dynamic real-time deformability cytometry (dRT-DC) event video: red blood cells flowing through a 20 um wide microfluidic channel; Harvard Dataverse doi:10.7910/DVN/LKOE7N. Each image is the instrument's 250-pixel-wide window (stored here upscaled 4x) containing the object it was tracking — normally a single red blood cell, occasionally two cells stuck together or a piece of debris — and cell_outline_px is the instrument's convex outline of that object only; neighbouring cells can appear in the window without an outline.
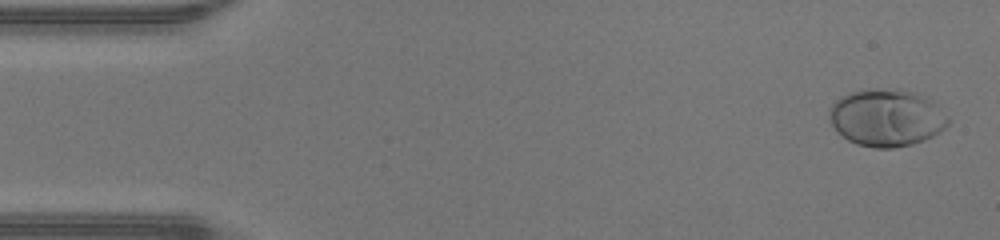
{"species": "human", "species_latin": "Homo sapiens", "temperature_condition": "warm", "stored_images_in_passage": 46, "camera_frame_rate_fps": 3000, "um_per_image_px": 0.085, "donor": {"sex": "male"}, "frame": {"image": 1, "passage_image": 2, "time_ms": 0.333, "image_size_px": [1000, 240], "cell_outline_px": [[952, 120], [940, 132], [924, 140], [912, 144], [892, 148], [876, 148], [856, 144], [848, 140], [832, 124], [828, 112], [828, 108], [840, 96], [848, 92], [868, 88], [900, 88], [916, 92], [928, 96]], "centroid_in_image_um": [75.38, 9.97], "position_along_channel_um": 9.6, "area_um2": 40.23}}
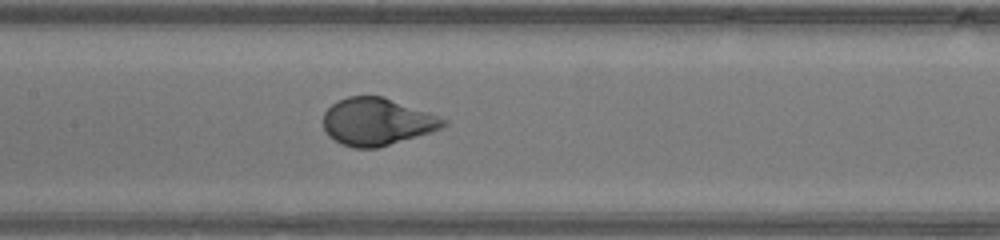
{"frame": {"image": 2, "passage_image": 22, "time_ms": 7.0, "image_size_px": [1000, 240], "cell_outline_px": [[448, 124], [440, 128], [428, 132], [376, 148], [352, 148], [340, 144], [328, 136], [324, 128], [324, 112], [332, 104], [348, 96], [384, 96], [428, 112], [448, 120]], "centroid_in_image_um": [32.01, 10.34], "position_along_channel_um": 175.4, "area_um2": 32.83}}
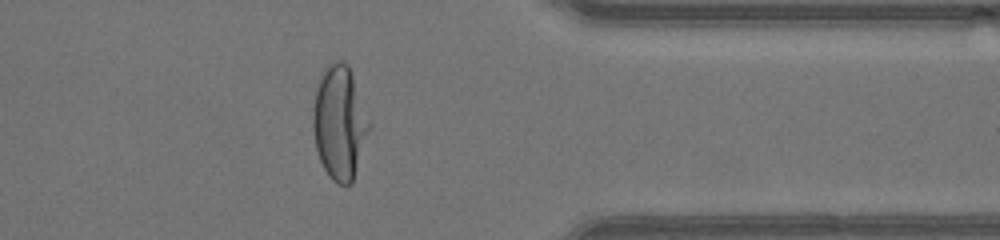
{"frame": {"image": 3, "passage_image": 37, "time_ms": 12.0, "image_size_px": [1000, 240], "cell_outline_px": [[372, 124], [352, 184], [340, 184], [332, 180], [324, 168], [320, 160], [316, 148], [312, 128], [312, 112], [316, 88], [320, 72], [328, 64], [336, 60], [344, 60], [348, 64]], "centroid_in_image_um": [28.86, 10.39], "position_along_channel_um": 382.5, "area_um2": 37.69}, "authors_computed_cell_mechanics": {"area_um2": 35.4025, "velocity_mm_per_s": 4.4428, "shape_relaxation_time_tau1_ms": 2.7726, "shape_relaxation_time_tau2_ms": null, "deformation_change_tau1": 0.222, "deformation_change_tau2": null}}